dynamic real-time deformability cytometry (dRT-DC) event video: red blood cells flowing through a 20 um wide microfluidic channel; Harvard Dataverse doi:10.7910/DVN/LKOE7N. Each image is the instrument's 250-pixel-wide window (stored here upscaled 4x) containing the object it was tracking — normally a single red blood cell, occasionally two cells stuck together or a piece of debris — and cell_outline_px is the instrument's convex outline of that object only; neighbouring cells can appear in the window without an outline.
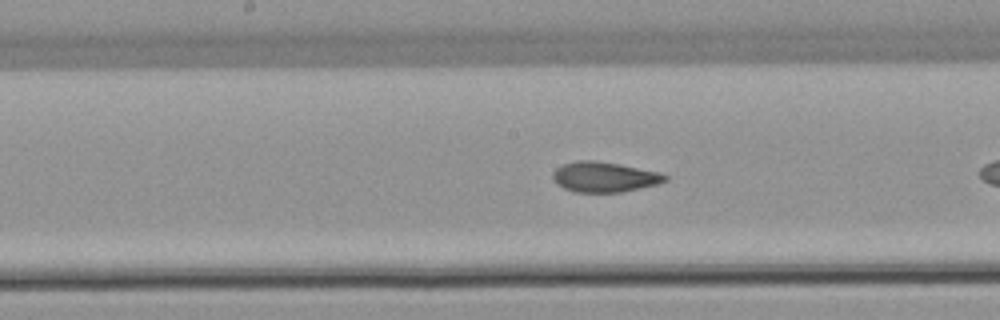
{"species": "common noctule bat (a hibernating species)", "species_latin": "Nyctalus noctula", "temperature_condition": "warm", "stored_images_in_passage": 16, "camera_frame_rate_fps": 3000, "um_per_image_px": 0.085, "animal": {"sex": "female", "body_mass_g": 22.7, "forearm_length_mm": 54.2}, "frame": {"image": 1, "passage_image": 12, "time_ms": 3.667, "image_size_px": [1000, 320], "cell_outline_px": [[668, 180], [656, 184], [640, 188], [620, 192], [576, 192], [564, 188], [556, 184], [552, 176], [552, 172], [556, 168], [564, 164], [576, 160], [596, 160], [620, 164], [660, 172], [668, 176]], "centroid_in_image_um": [51.35, 15.03], "position_along_channel_um": 196.8, "area_um2": 19.83}}